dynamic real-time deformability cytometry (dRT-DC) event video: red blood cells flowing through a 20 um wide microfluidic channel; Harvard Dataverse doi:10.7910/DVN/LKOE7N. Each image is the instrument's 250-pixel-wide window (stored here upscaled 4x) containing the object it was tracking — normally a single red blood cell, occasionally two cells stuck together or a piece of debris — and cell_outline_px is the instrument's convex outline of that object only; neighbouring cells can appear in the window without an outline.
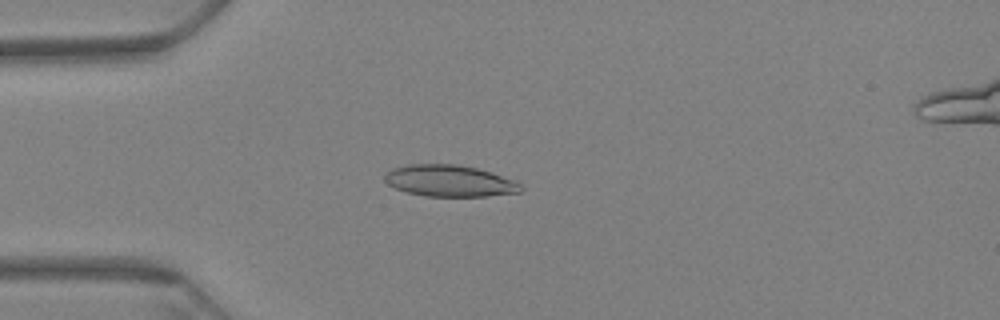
{"species": "Egyptian fruit bat (a non-hibernating species)", "species_latin": "Rousettus aegyptiacus", "temperature_condition": "warm", "stored_images_in_passage": 32, "camera_frame_rate_fps": 3000, "um_per_image_px": 0.085, "animal": {"sex": "female"}, "frame": {"image": 1, "passage_image": 18, "time_ms": 5.667, "image_size_px": [1000, 320], "cell_outline_px": [[524, 188], [520, 192], [488, 196], [424, 196], [408, 192], [396, 188], [388, 184], [384, 180], [384, 176], [392, 168], [408, 164], [460, 164], [492, 172], [516, 180]], "centroid_in_image_um": [38.25, 15.36], "position_along_channel_um": 46.8, "area_um2": 25.14}}
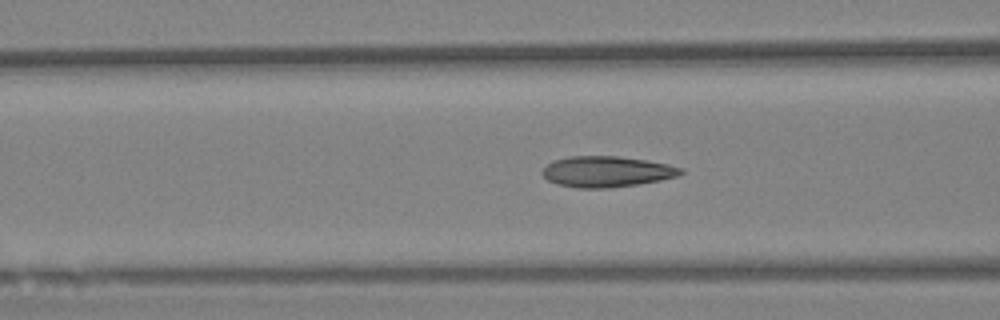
{"frame": {"image": 2, "passage_image": 26, "time_ms": 8.333, "image_size_px": [1000, 320], "cell_outline_px": [[684, 172], [676, 176], [660, 180], [636, 184], [608, 188], [580, 188], [556, 184], [548, 180], [540, 172], [548, 164], [556, 160], [568, 156], [620, 156], [668, 164], [684, 168]], "centroid_in_image_um": [51.56, 14.58], "position_along_channel_um": 115.0, "area_um2": 24.74}}
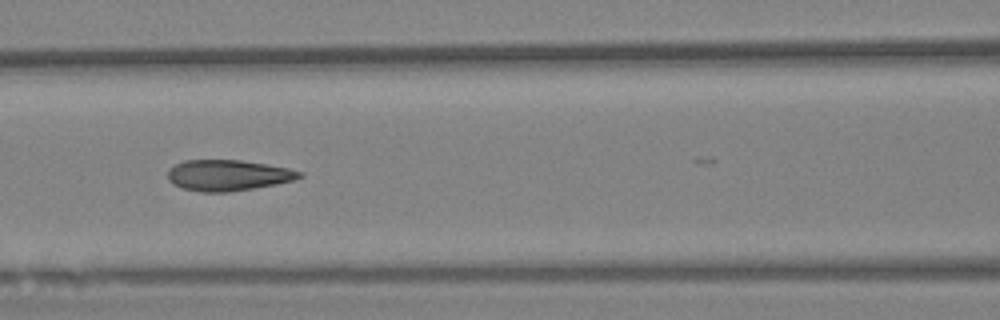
{"frame": {"image": 3, "passage_image": 29, "time_ms": 9.333, "image_size_px": [1000, 320], "cell_outline_px": [[304, 176], [292, 180], [276, 184], [228, 192], [200, 192], [180, 188], [172, 184], [168, 180], [168, 168], [184, 160], [240, 160], [288, 168], [304, 172]], "centroid_in_image_um": [19.34, 14.9], "position_along_channel_um": 147.3, "area_um2": 23.76}}